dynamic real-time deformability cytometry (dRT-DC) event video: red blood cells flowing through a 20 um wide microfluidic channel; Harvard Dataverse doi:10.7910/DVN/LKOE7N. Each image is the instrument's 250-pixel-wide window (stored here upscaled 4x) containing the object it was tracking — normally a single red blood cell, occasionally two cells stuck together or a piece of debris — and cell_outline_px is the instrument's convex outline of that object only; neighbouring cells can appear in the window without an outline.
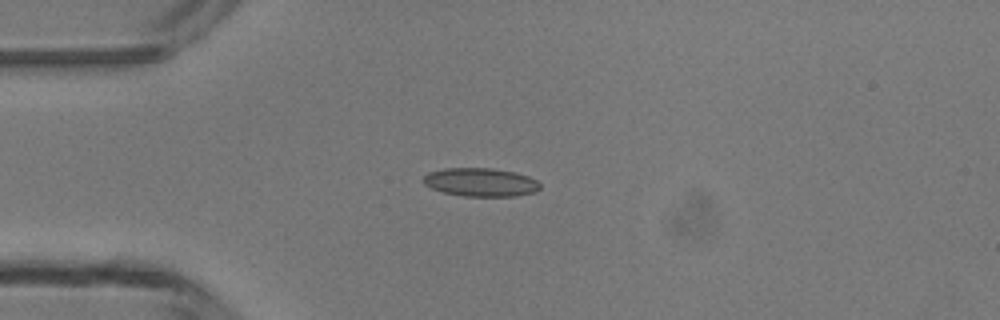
{"species": "common noctule bat (a hibernating species)", "species_latin": "Nyctalus noctula", "temperature_condition": "room temperature", "stored_images_in_passage": 5, "camera_frame_rate_fps": 3000, "um_per_image_px": 0.085, "animal": {"sex": "male", "body_mass_g": 13.3}, "frame": {"image": 1, "passage_image": 4, "time_ms": 3.667, "image_size_px": [1000, 320], "cell_outline_px": [[540, 188], [536, 192], [516, 196], [464, 196], [444, 192], [432, 188], [424, 184], [420, 180], [428, 172], [444, 168], [492, 168], [516, 172], [528, 176], [536, 180], [540, 184]], "centroid_in_image_um": [40.85, 15.48], "position_along_channel_um": 44.2, "area_um2": 19.48}}